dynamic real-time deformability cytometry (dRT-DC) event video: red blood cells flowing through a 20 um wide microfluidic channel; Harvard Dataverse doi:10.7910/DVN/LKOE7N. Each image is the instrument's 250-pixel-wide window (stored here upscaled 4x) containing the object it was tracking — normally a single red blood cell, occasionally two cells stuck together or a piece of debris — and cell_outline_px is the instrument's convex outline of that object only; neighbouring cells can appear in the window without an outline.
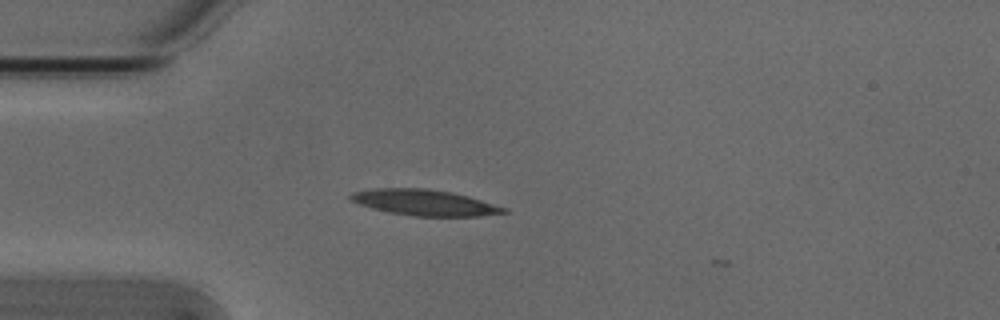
{"species": "Egyptian fruit bat (a non-hibernating species)", "species_latin": "Rousettus aegyptiacus", "temperature_condition": "cold", "stored_images_in_passage": 4, "camera_frame_rate_fps": 3000, "um_per_image_px": 0.085, "animal": {"sex": "male"}, "frame": {"image": 1, "passage_image": 3, "time_ms": 0.667, "image_size_px": [1000, 320], "cell_outline_px": [[508, 212], [480, 216], [412, 216], [388, 212], [372, 208], [360, 204], [352, 200], [348, 196], [352, 192], [376, 188], [428, 188], [452, 192], [468, 196], [508, 208]], "centroid_in_image_um": [36.1, 17.21], "position_along_channel_um": 48.9, "area_um2": 23.12}}